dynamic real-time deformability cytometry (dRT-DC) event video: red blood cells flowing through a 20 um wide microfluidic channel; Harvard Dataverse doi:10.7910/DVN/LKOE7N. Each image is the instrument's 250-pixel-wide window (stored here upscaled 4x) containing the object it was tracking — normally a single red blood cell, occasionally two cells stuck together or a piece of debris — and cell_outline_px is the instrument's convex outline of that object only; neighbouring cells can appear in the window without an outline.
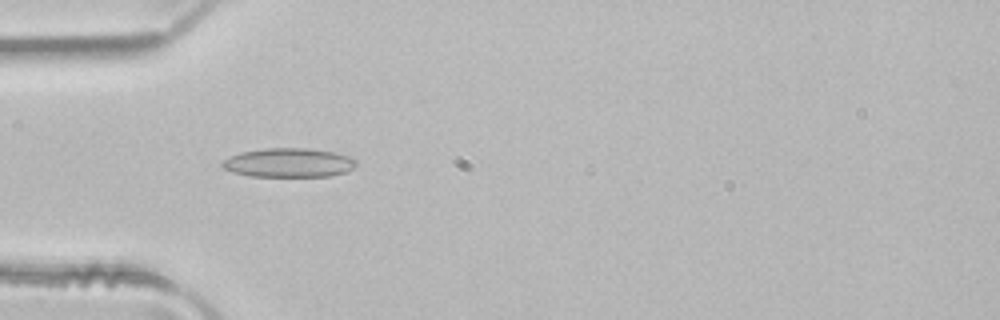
{"species": "common noctule bat (a hibernating species)", "species_latin": "Nyctalus noctula", "temperature_condition": "room temperature", "stored_images_in_passage": 4, "camera_frame_rate_fps": 3000, "um_per_image_px": 0.085, "animal": {"sex": "male", "body_mass_g": 21.5, "forearm_length_mm": 52.0}, "frame": {"image": 1, "passage_image": 3, "time_ms": 0.667, "image_size_px": [1000, 320], "cell_outline_px": [[356, 164], [352, 168], [344, 172], [332, 176], [252, 176], [232, 172], [224, 168], [220, 164], [224, 160], [240, 152], [264, 148], [308, 148], [336, 152], [352, 156], [356, 160]], "centroid_in_image_um": [24.57, 13.82], "position_along_channel_um": 60.4, "area_um2": 22.72}}
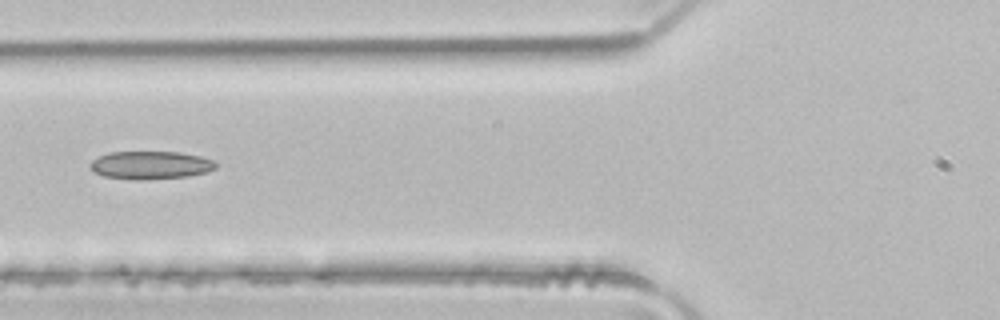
{"frame": {"image": 2, "passage_image": 4, "time_ms": 1.0, "image_size_px": [1000, 320], "cell_outline_px": [[216, 168], [208, 172], [188, 176], [136, 180], [104, 176], [96, 172], [92, 168], [92, 160], [108, 152], [180, 152], [200, 156], [212, 160], [216, 164]], "centroid_in_image_um": [12.83, 14.03], "position_along_channel_um": 113.0, "area_um2": 20.23}}